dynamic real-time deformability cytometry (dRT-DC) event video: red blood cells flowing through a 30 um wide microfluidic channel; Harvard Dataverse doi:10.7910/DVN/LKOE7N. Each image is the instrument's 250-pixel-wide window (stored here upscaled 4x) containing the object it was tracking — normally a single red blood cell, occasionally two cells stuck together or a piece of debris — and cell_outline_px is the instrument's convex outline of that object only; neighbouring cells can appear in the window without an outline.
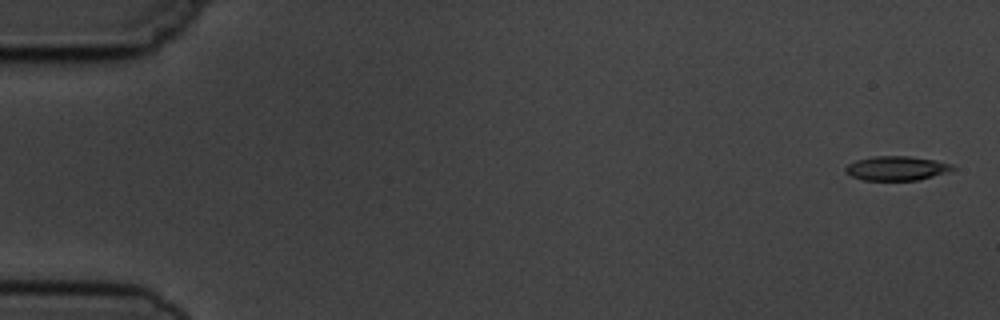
{"species": "common noctule bat (a hibernating species)", "species_latin": "Nyctalus noctula", "temperature_condition": "cold", "stored_images_in_passage": 5, "camera_frame_rate_fps": 3000, "um_per_image_px": 0.085, "animal": {"sex": "male", "body_mass_g": 19.5, "forearm_length_mm": 54.6}, "frame": {"image": 1, "passage_image": 1, "time_ms": 0.0, "image_size_px": [1000, 320], "cell_outline_px": [[956, 168], [952, 172], [920, 180], [864, 180], [852, 176], [844, 172], [844, 168], [848, 164], [856, 160], [876, 156], [908, 156], [936, 160], [952, 164]], "centroid_in_image_um": [76.27, 14.31], "position_along_channel_um": 8.7, "area_um2": 15.37}}
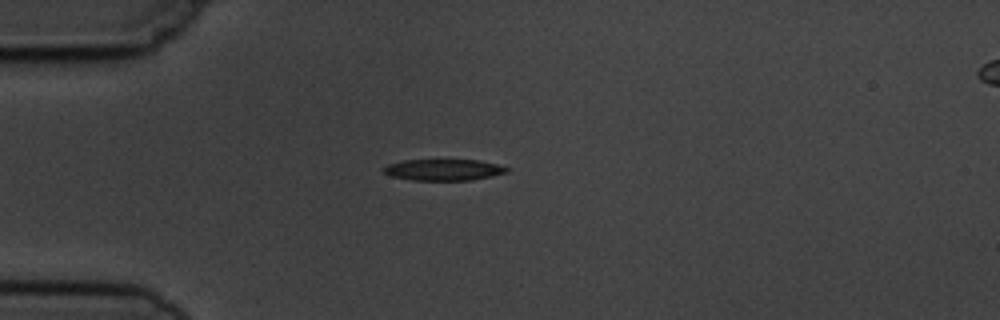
{"frame": {"image": 2, "passage_image": 5, "time_ms": 4.333, "image_size_px": [1000, 320], "cell_outline_px": [[508, 172], [492, 176], [472, 180], [412, 180], [392, 176], [384, 172], [380, 168], [388, 164], [404, 160], [480, 160], [496, 164], [508, 168]], "centroid_in_image_um": [37.69, 14.43], "position_along_channel_um": 47.3, "area_um2": 15.26}}